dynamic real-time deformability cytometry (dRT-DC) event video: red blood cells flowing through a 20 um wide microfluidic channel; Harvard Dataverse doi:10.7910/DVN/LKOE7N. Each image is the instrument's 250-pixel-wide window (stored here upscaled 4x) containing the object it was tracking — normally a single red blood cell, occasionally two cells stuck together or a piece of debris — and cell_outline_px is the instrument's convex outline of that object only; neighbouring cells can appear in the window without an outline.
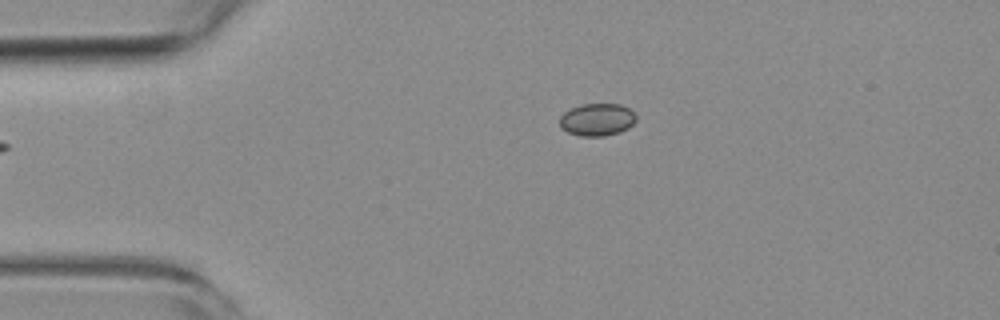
{"species": "common noctule bat (a hibernating species)", "species_latin": "Nyctalus noctula", "temperature_condition": "room temperature", "stored_images_in_passage": 4, "camera_frame_rate_fps": 3000, "um_per_image_px": 0.085, "animal": {"sex": "female", "body_mass_g": 19.3, "forearm_length_mm": 54.1}, "frame": {"image": 1, "passage_image": 1, "time_ms": 0.0, "image_size_px": [1000, 320], "cell_outline_px": [[636, 120], [628, 128], [620, 132], [604, 136], [580, 136], [568, 132], [560, 128], [560, 116], [564, 112], [580, 104], [620, 104], [628, 108], [636, 116]], "centroid_in_image_um": [50.74, 10.17], "position_along_channel_um": 34.3, "area_um2": 14.45}}
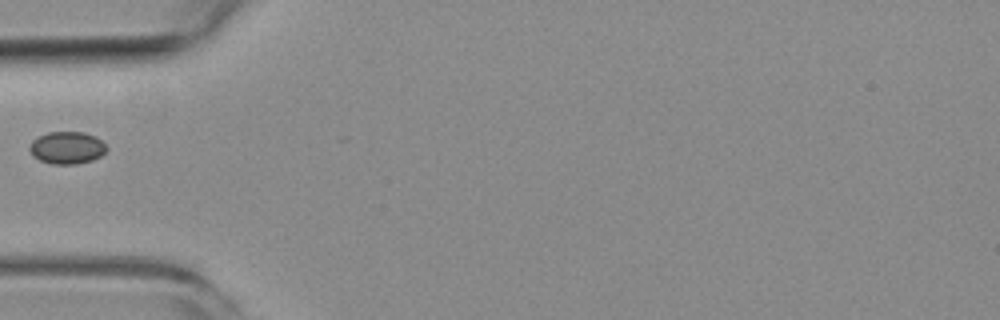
{"frame": {"image": 2, "passage_image": 3, "time_ms": 2.333, "image_size_px": [1000, 320], "cell_outline_px": [[108, 148], [100, 156], [92, 160], [76, 164], [52, 164], [40, 160], [32, 156], [28, 148], [32, 140], [48, 132], [84, 132], [96, 136]], "centroid_in_image_um": [5.67, 12.56], "position_along_channel_um": 79.3, "area_um2": 14.51}}